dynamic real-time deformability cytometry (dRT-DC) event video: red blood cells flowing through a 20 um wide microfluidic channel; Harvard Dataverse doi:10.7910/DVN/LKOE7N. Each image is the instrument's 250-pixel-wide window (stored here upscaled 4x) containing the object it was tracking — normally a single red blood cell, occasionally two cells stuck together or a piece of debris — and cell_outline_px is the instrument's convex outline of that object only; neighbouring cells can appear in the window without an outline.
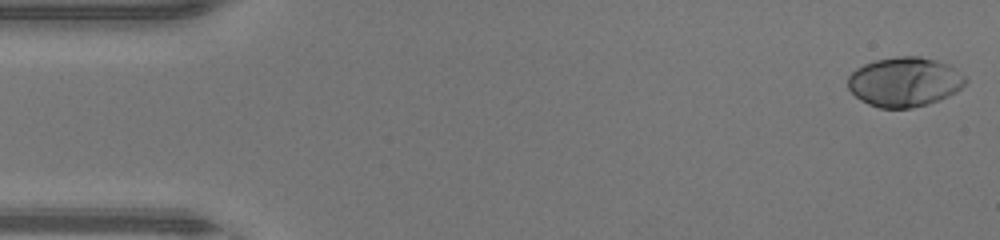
{"species": "human", "species_latin": "Homo sapiens", "temperature_condition": "warm", "stored_images_in_passage": 46, "camera_frame_rate_fps": 3000, "um_per_image_px": 0.085, "donor": {"sex": "male"}, "frame": {"image": 1, "passage_image": 1, "time_ms": 0.0, "image_size_px": [1000, 240], "cell_outline_px": [[968, 80], [956, 92], [940, 100], [928, 104], [912, 108], [880, 108], [868, 104], [860, 100], [848, 88], [848, 76], [856, 68], [864, 64], [876, 60], [896, 56], [920, 56], [936, 60], [948, 64], [964, 76]], "centroid_in_image_um": [76.87, 6.96], "position_along_channel_um": 8.1, "area_um2": 33.99}}
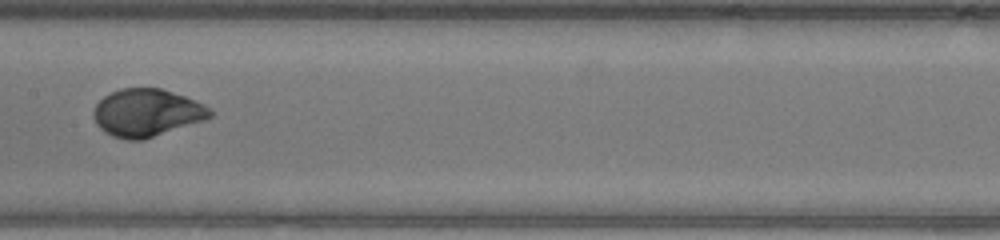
{"frame": {"image": 2, "passage_image": 23, "time_ms": 7.333, "image_size_px": [1000, 240], "cell_outline_px": [[216, 112], [212, 116], [204, 120], [144, 140], [124, 140], [112, 136], [104, 132], [96, 124], [92, 116], [92, 112], [96, 104], [104, 96], [120, 88], [160, 88], [184, 96], [204, 104], [212, 108]], "centroid_in_image_um": [12.47, 9.6], "position_along_channel_um": 194.9, "area_um2": 32.6}}
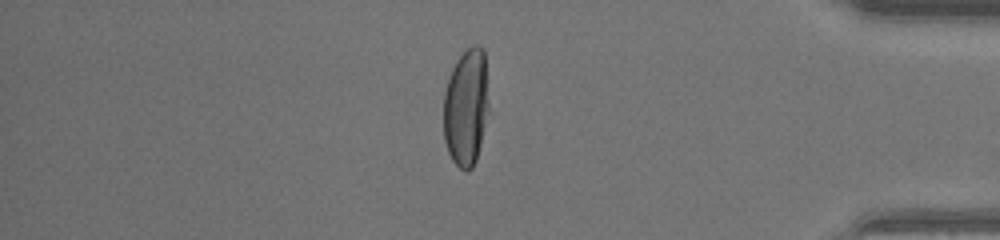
{"frame": {"image": 3, "passage_image": 39, "time_ms": 12.667, "image_size_px": [1000, 240], "cell_outline_px": [[488, 108], [480, 144], [476, 160], [472, 168], [468, 172], [464, 172], [452, 160], [448, 152], [444, 140], [444, 92], [448, 76], [456, 60], [472, 44], [480, 44], [484, 48], [488, 104]], "centroid_in_image_um": [39.6, 9.1], "position_along_channel_um": 395.6, "area_um2": 30.98}, "authors_computed_cell_mechanics": {"area_um2": 32.5414, "velocity_mm_per_s": 4.4428, "shape_relaxation_time_tau1_ms": 2.8176, "shape_relaxation_time_tau2_ms": null, "deformation_change_tau1": 0.2114, "deformation_change_tau2": null}}